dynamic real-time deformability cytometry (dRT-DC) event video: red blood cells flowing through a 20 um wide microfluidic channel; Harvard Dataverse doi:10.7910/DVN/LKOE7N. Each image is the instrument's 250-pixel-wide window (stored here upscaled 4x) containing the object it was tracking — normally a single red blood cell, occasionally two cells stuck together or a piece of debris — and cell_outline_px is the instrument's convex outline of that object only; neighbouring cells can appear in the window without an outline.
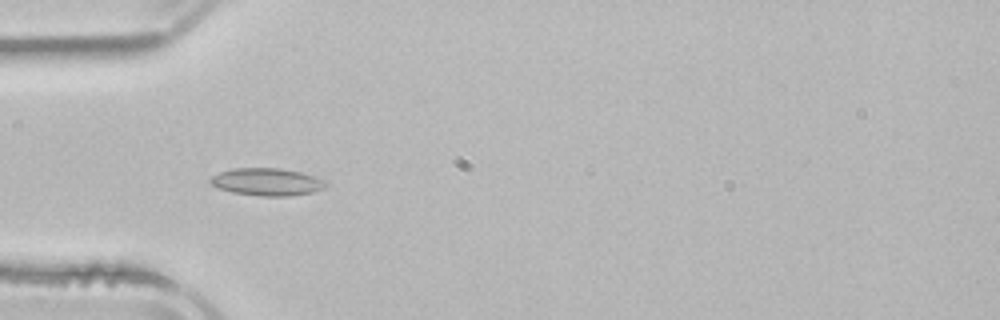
{"species": "common noctule bat (a hibernating species)", "species_latin": "Nyctalus noctula", "temperature_condition": "room temperature", "stored_images_in_passage": 4, "camera_frame_rate_fps": 3000, "um_per_image_px": 0.085, "animal": {"sex": "male", "body_mass_g": 21.5, "forearm_length_mm": 52.0}, "frame": {"image": 1, "passage_image": 3, "time_ms": 3.667, "image_size_px": [1000, 320], "cell_outline_px": [[328, 184], [324, 188], [312, 192], [288, 196], [260, 196], [232, 192], [220, 188], [212, 184], [208, 180], [212, 176], [220, 172], [232, 168], [280, 168], [300, 172], [324, 180]], "centroid_in_image_um": [22.68, 15.46], "position_along_channel_um": 62.3, "area_um2": 18.32}}
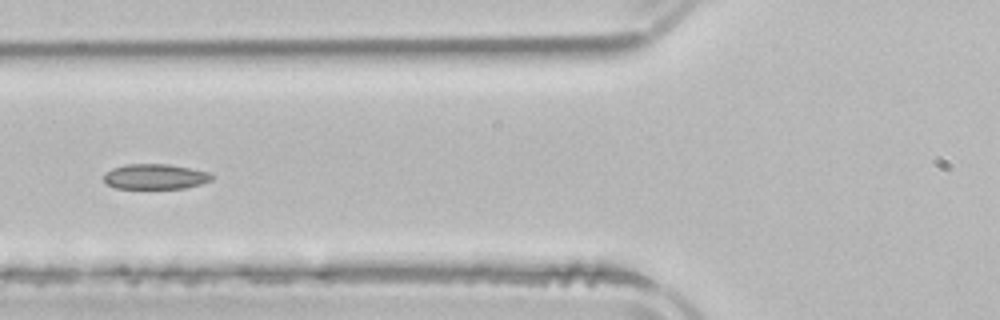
{"frame": {"image": 2, "passage_image": 4, "time_ms": 5.0, "image_size_px": [1000, 320], "cell_outline_px": [[212, 180], [200, 184], [184, 188], [116, 188], [108, 184], [104, 180], [104, 176], [112, 168], [124, 164], [168, 164], [212, 172]], "centroid_in_image_um": [13.22, 15.0], "position_along_channel_um": 112.6, "area_um2": 15.78}}